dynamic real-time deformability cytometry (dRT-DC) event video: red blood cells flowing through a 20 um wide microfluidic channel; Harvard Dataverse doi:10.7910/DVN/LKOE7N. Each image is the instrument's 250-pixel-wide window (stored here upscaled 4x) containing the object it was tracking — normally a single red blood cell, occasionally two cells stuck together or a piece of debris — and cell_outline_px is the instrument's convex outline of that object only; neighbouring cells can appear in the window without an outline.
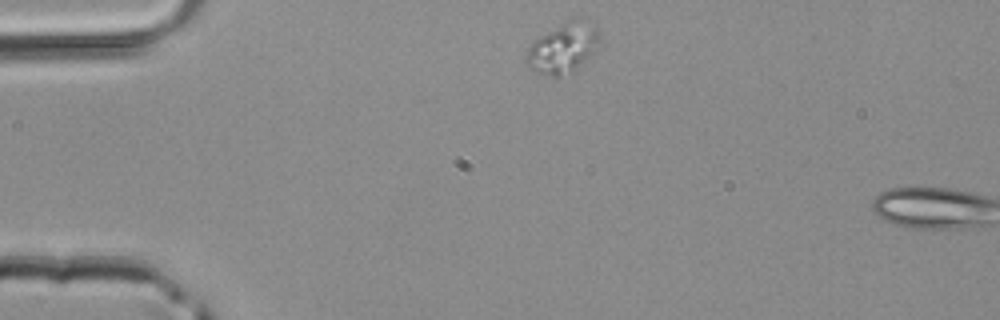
{"species": "common noctule bat (a hibernating species)", "species_latin": "Nyctalus noctula", "temperature_condition": "room temperature", "stored_images_in_passage": 2, "segment_of_instrument_passage": [1, 2], "camera_frame_rate_fps": 3000, "um_per_image_px": 0.085, "animal": {"sex": "male", "body_mass_g": 20.4}, "frame": {"image": 1, "passage_image": 1, "time_ms": 0.0, "image_size_px": [1000, 320], "cell_outline_px": [[600, 44], [592, 56], [572, 72], [560, 76], [552, 76], [536, 72], [528, 64], [528, 48], [540, 36], [572, 16], [596, 28], [600, 32]], "centroid_in_image_um": [47.93, 4.07], "position_along_channel_um": 37.1, "area_um2": 21.1}}